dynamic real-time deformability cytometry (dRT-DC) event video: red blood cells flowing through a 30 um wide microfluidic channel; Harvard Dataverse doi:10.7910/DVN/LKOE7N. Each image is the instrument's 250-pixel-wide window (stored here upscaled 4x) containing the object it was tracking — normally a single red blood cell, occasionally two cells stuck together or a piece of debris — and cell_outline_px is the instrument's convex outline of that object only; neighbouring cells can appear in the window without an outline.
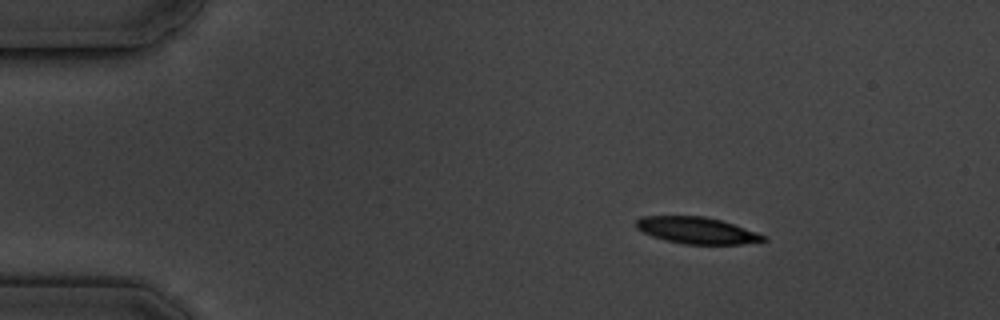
{"species": "common noctule bat (a hibernating species)", "species_latin": "Nyctalus noctula", "temperature_condition": "cold", "stored_images_in_passage": 10, "camera_frame_rate_fps": 3000, "um_per_image_px": 0.085, "animal": {"sex": "male", "body_mass_g": 19.5, "forearm_length_mm": 54.6}, "frame": {"image": 1, "passage_image": 1, "time_ms": 0.0, "image_size_px": [1000, 320], "cell_outline_px": [[768, 240], [740, 244], [684, 244], [664, 240], [652, 236], [636, 228], [636, 220], [640, 216], [704, 216], [720, 220], [768, 236]], "centroid_in_image_um": [59.22, 19.58], "position_along_channel_um": 25.8, "area_um2": 19.65}}
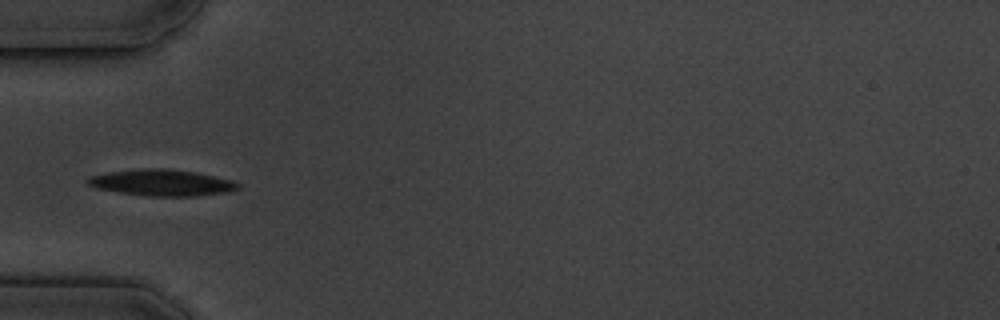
{"frame": {"image": 2, "passage_image": 4, "time_ms": 3.333, "image_size_px": [1000, 320], "cell_outline_px": [[240, 188], [232, 192], [196, 196], [148, 196], [120, 192], [96, 188], [88, 184], [84, 180], [88, 176], [108, 172], [144, 168], [168, 168], [196, 172], [232, 180], [240, 184]], "centroid_in_image_um": [13.78, 15.52], "position_along_channel_um": 71.2, "area_um2": 23.29}}